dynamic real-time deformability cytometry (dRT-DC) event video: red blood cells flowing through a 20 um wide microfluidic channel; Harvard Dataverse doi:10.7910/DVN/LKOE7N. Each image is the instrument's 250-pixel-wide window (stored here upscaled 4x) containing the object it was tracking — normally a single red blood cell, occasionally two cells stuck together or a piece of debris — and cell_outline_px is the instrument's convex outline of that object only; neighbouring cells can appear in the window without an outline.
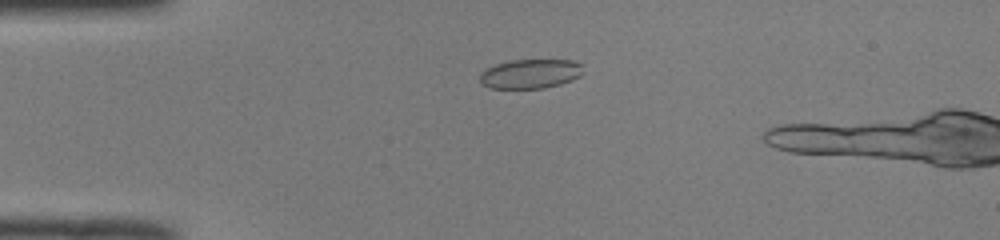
{"species": "common noctule bat (a hibernating species)", "species_latin": "Nyctalus noctula", "temperature_condition": "room temperature", "stored_images_in_passage": 4, "camera_frame_rate_fps": 3000, "um_per_image_px": 0.085, "animal": {"sex": "male", "body_mass_g": 19.0, "forearm_length_mm": 50.8}, "frame": {"image": 1, "passage_image": 1, "time_ms": 0.0, "image_size_px": [1000, 240], "cell_outline_px": [[584, 64], [580, 76], [572, 80], [560, 84], [544, 88], [488, 88], [480, 84], [480, 72], [484, 68], [496, 64], [512, 60], [572, 60]], "centroid_in_image_um": [45.06, 6.27], "position_along_channel_um": 39.9, "area_um2": 17.86}}